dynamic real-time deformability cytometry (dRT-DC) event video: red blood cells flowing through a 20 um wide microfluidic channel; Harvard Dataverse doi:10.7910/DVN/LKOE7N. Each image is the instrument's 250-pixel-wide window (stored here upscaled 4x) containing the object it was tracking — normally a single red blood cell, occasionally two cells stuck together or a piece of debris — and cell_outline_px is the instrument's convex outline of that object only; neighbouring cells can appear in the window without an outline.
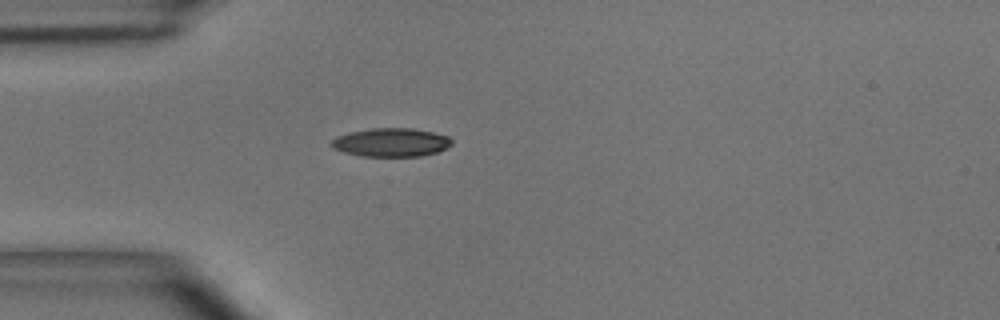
{"species": "common noctule bat (a hibernating species)", "species_latin": "Nyctalus noctula", "temperature_condition": "room temperature", "stored_images_in_passage": 2, "camera_frame_rate_fps": 3000, "um_per_image_px": 0.085, "animal": {"sex": "male", "body_mass_g": 15.6}, "frame": {"image": 1, "passage_image": 2, "time_ms": 0.333, "image_size_px": [1000, 320], "cell_outline_px": [[452, 144], [436, 152], [420, 156], [360, 156], [344, 152], [332, 148], [328, 144], [336, 136], [352, 132], [372, 128], [412, 128], [432, 132], [448, 136], [452, 140]], "centroid_in_image_um": [33.2, 12.1], "position_along_channel_um": 51.8, "area_um2": 19.94}}